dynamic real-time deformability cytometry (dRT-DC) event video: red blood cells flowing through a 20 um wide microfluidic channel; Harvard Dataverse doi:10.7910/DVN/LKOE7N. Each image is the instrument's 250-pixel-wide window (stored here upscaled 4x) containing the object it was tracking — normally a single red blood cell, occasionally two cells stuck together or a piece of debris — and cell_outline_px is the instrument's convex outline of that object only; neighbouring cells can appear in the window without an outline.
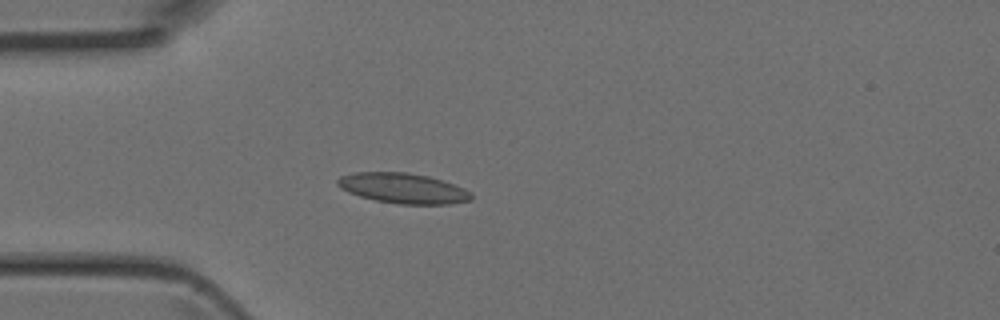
{"species": "Egyptian fruit bat (a non-hibernating species)", "species_latin": "Rousettus aegyptiacus", "temperature_condition": "room temperature", "stored_images_in_passage": 3, "camera_frame_rate_fps": 3000, "um_per_image_px": 0.085, "animal": {"sex": "female"}, "frame": {"image": 1, "passage_image": 3, "time_ms": 0.667, "image_size_px": [1000, 320], "cell_outline_px": [[472, 200], [452, 204], [396, 204], [376, 200], [360, 196], [348, 192], [340, 188], [336, 184], [336, 180], [340, 176], [352, 172], [408, 172], [428, 176], [464, 188], [472, 192]], "centroid_in_image_um": [34.24, 16.0], "position_along_channel_um": 50.8, "area_um2": 23.7}}